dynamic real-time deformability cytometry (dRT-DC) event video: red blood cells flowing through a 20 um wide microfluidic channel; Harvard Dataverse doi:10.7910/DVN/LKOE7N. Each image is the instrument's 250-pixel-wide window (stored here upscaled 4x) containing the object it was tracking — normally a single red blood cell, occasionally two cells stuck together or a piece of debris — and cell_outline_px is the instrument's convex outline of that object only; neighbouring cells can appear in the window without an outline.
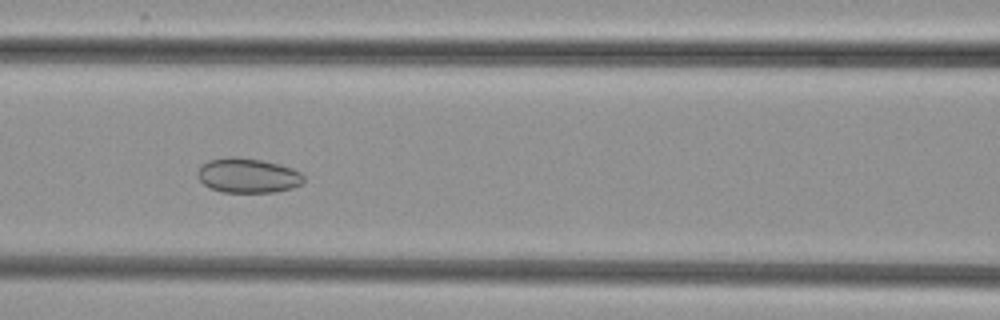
{"species": "common noctule bat (a hibernating species)", "species_latin": "Nyctalus noctula", "temperature_condition": "cold", "stored_images_in_passage": 7, "camera_frame_rate_fps": 3000, "um_per_image_px": 0.085, "animal": {"sex": "female", "body_mass_g": 29.2, "forearm_length_mm": 56.3}, "frame": {"image": 1, "passage_image": 5, "time_ms": 4.667, "image_size_px": [1000, 320], "cell_outline_px": [[304, 184], [292, 188], [276, 192], [220, 192], [204, 184], [196, 176], [196, 172], [208, 160], [232, 156], [260, 160], [280, 164], [292, 168], [300, 172], [304, 176]], "centroid_in_image_um": [21.09, 14.92], "position_along_channel_um": 145.5, "area_um2": 21.5}}
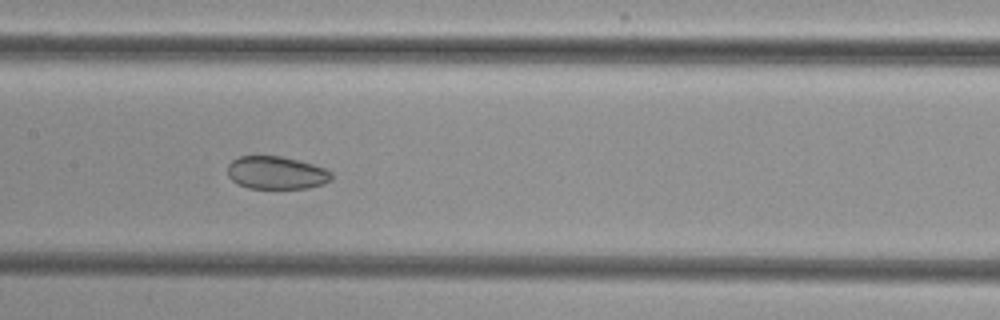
{"frame": {"image": 2, "passage_image": 6, "time_ms": 5.667, "image_size_px": [1000, 320], "cell_outline_px": [[332, 180], [324, 184], [308, 188], [248, 188], [236, 184], [228, 176], [228, 164], [232, 160], [240, 156], [280, 156], [312, 164], [324, 168], [332, 172]], "centroid_in_image_um": [23.48, 14.69], "position_along_channel_um": 183.9, "area_um2": 19.94}}
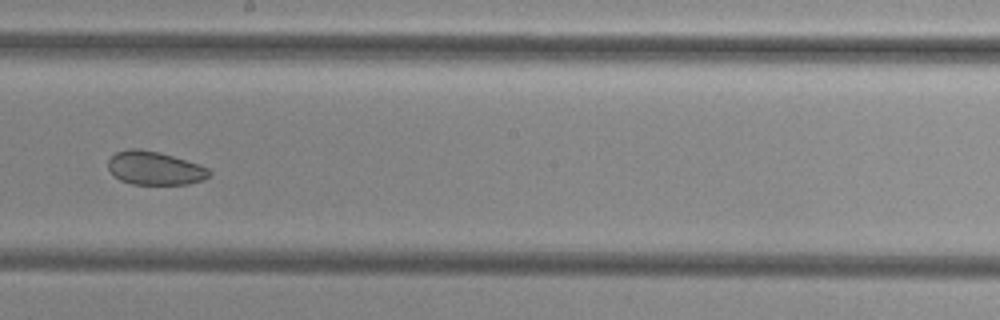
{"frame": {"image": 3, "passage_image": 7, "time_ms": 7.0, "image_size_px": [1000, 320], "cell_outline_px": [[212, 172], [204, 180], [188, 184], [132, 184], [120, 180], [108, 168], [108, 160], [116, 152], [128, 148], [140, 148], [160, 152], [200, 164], [208, 168]], "centroid_in_image_um": [13.17, 14.28], "position_along_channel_um": 235.0, "area_um2": 19.83}}